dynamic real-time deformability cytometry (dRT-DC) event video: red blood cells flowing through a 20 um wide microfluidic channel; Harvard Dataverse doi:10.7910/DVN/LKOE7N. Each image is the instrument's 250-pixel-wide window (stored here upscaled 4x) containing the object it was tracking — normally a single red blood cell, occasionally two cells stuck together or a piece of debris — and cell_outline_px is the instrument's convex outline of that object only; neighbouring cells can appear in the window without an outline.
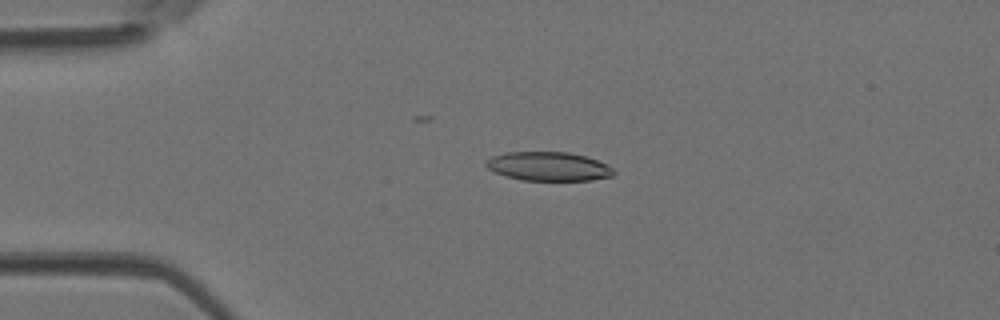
{"species": "Egyptian fruit bat (a non-hibernating species)", "species_latin": "Rousettus aegyptiacus", "temperature_condition": "room temperature", "stored_images_in_passage": 46, "camera_frame_rate_fps": 3000, "um_per_image_px": 0.085, "animal": {"sex": "female"}, "frame": {"image": 1, "passage_image": 11, "time_ms": 3.333, "image_size_px": [1000, 320], "cell_outline_px": [[616, 172], [612, 176], [592, 180], [520, 180], [496, 172], [488, 168], [484, 164], [492, 156], [504, 152], [568, 152], [584, 156], [608, 164]], "centroid_in_image_um": [46.64, 14.14], "position_along_channel_um": 38.4, "area_um2": 21.39}}
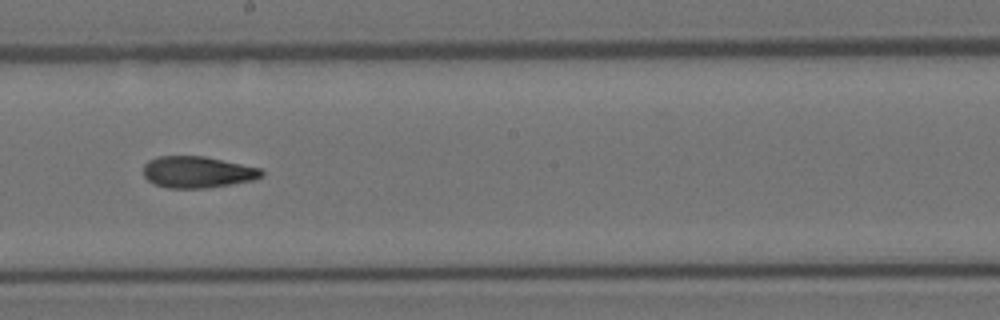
{"frame": {"image": 2, "passage_image": 26, "time_ms": 8.333, "image_size_px": [1000, 320], "cell_outline_px": [[264, 176], [252, 180], [232, 184], [208, 188], [168, 188], [152, 184], [144, 176], [144, 164], [148, 160], [156, 156], [204, 156], [260, 168], [264, 172]], "centroid_in_image_um": [16.76, 14.63], "position_along_channel_um": 231.4, "area_um2": 21.85}}
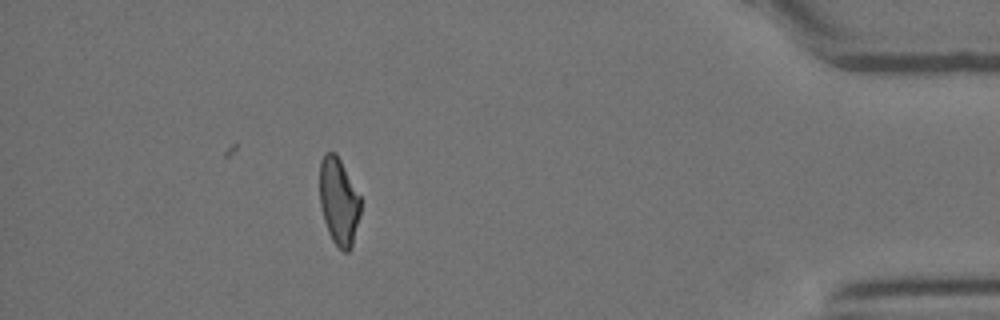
{"frame": {"image": 3, "passage_image": 41, "time_ms": 13.333, "image_size_px": [1000, 320], "cell_outline_px": [[360, 212], [352, 248], [348, 252], [344, 252], [332, 240], [328, 232], [324, 220], [320, 204], [320, 160], [324, 152], [336, 152], [360, 196]], "centroid_in_image_um": [28.79, 17.11], "position_along_channel_um": 406.4, "area_um2": 20.75}}